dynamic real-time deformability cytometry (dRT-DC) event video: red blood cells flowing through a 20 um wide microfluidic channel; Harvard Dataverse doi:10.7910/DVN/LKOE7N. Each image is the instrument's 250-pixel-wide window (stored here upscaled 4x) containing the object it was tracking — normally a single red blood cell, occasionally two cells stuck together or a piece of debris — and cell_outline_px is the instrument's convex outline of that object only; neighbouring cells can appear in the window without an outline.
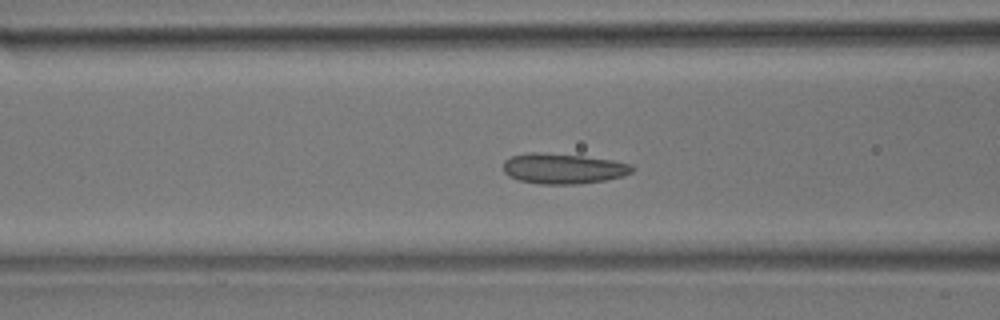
{"species": "common noctule bat (a hibernating species)", "species_latin": "Nyctalus noctula", "temperature_condition": "room temperature", "stored_images_in_passage": 51, "camera_frame_rate_fps": 3000, "um_per_image_px": 0.085, "animal": {"sex": "male", "body_mass_g": 17.9}, "frame": {"image": 1, "passage_image": 19, "time_ms": 6.0, "image_size_px": [1000, 320], "cell_outline_px": [[636, 168], [632, 172], [624, 176], [604, 180], [576, 184], [540, 184], [520, 180], [508, 176], [504, 172], [504, 160], [512, 156], [528, 152], [536, 152], [580, 156], [612, 160], [632, 164]], "centroid_in_image_um": [47.88, 14.33], "position_along_channel_um": 118.7, "area_um2": 22.72}}
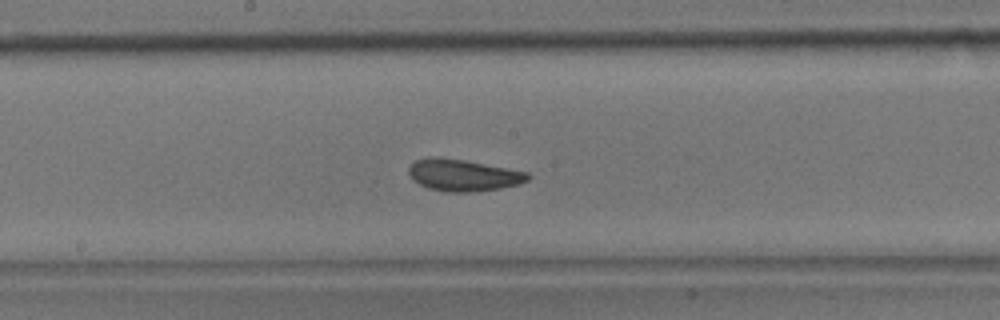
{"frame": {"image": 2, "passage_image": 26, "time_ms": 8.333, "image_size_px": [1000, 320], "cell_outline_px": [[532, 176], [528, 180], [520, 184], [500, 188], [468, 192], [448, 192], [428, 188], [412, 180], [408, 172], [408, 168], [416, 160], [464, 160], [528, 172]], "centroid_in_image_um": [39.44, 14.93], "position_along_channel_um": 208.8, "area_um2": 21.27}}
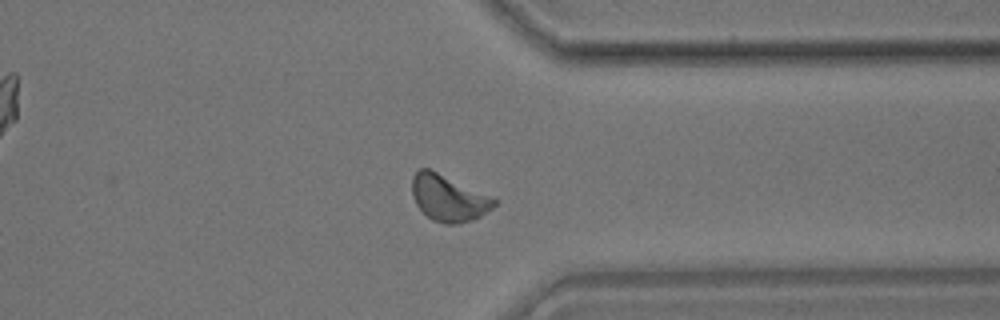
{"frame": {"image": 3, "passage_image": 39, "time_ms": 12.667, "image_size_px": [1000, 320], "cell_outline_px": [[496, 204], [492, 208], [480, 216], [472, 220], [460, 224], [444, 224], [432, 220], [416, 204], [412, 196], [412, 176], [420, 168], [428, 168], [488, 196], [496, 200]], "centroid_in_image_um": [38.07, 16.86], "position_along_channel_um": 373.3, "area_um2": 21.62}, "authors_computed_cell_mechanics": {"area_um2": 21.5594, "velocity_mm_per_s": 3.8662, "shape_relaxation_time_tau1_ms": 5.454, "shape_relaxation_time_tau2_ms": 1.947, "deformation_change_tau1": 0.1062, "deformation_change_tau2": 0.0649}}